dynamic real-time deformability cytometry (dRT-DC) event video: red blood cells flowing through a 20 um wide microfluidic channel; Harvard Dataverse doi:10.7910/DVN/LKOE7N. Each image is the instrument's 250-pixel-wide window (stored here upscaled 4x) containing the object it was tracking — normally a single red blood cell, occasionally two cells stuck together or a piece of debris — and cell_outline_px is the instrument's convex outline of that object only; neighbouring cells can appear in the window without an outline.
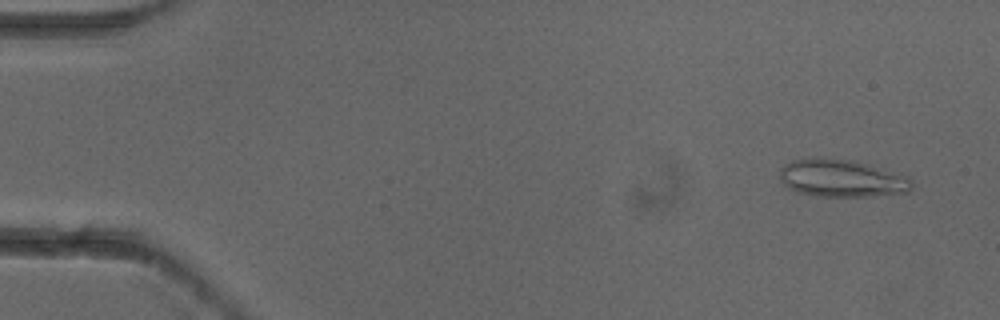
{"species": "common noctule bat (a hibernating species)", "species_latin": "Nyctalus noctula", "temperature_condition": "cold", "stored_images_in_passage": 4, "camera_frame_rate_fps": 3000, "um_per_image_px": 0.085, "animal": {"sex": "female"}, "frame": {"image": 1, "passage_image": 1, "time_ms": 0.0, "image_size_px": [1000, 320], "cell_outline_px": [[912, 188], [908, 192], [868, 196], [816, 196], [796, 192], [788, 188], [780, 180], [780, 168], [784, 164], [792, 160], [820, 156], [852, 160], [868, 164], [908, 176], [912, 180]], "centroid_in_image_um": [71.51, 15.14], "position_along_channel_um": 13.5, "area_um2": 29.19}}